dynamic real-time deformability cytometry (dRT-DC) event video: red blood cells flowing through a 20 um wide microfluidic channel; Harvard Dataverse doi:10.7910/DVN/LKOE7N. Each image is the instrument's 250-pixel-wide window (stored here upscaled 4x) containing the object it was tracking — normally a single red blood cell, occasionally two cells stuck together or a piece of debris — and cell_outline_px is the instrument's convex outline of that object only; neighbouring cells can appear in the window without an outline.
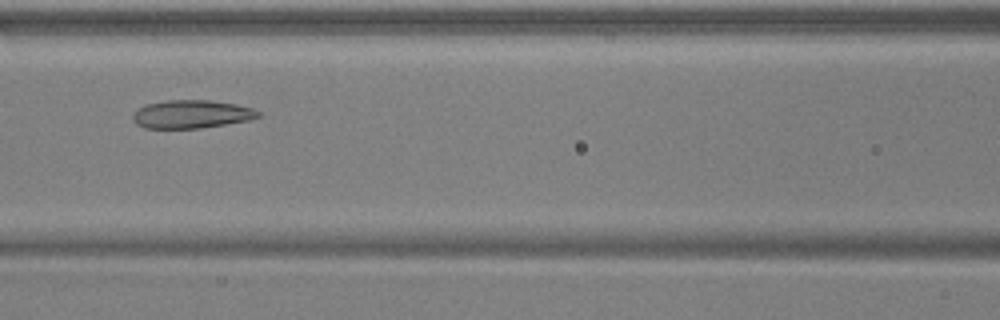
{"species": "common noctule bat (a hibernating species)", "species_latin": "Nyctalus noctula", "temperature_condition": "warm", "stored_images_in_passage": 5, "camera_frame_rate_fps": 3000, "um_per_image_px": 0.085, "animal": {"sex": "male", "body_mass_g": 17.9, "forearm_length_mm": 54.2}, "frame": {"image": 1, "passage_image": 5, "time_ms": 1.333, "image_size_px": [1000, 320], "cell_outline_px": [[264, 116], [248, 120], [200, 128], [144, 128], [136, 124], [132, 120], [132, 116], [144, 104], [168, 100], [208, 100], [236, 104], [252, 108], [260, 112]], "centroid_in_image_um": [16.29, 9.7], "position_along_channel_um": 150.3, "area_um2": 20.58}}